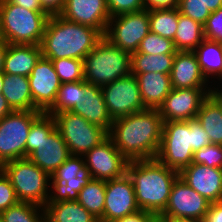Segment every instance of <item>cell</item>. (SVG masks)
Here are the masks:
<instances>
[{
	"mask_svg": "<svg viewBox=\"0 0 222 222\" xmlns=\"http://www.w3.org/2000/svg\"><path fill=\"white\" fill-rule=\"evenodd\" d=\"M145 9H172L178 8L179 0H144Z\"/></svg>",
	"mask_w": 222,
	"mask_h": 222,
	"instance_id": "ee69618b",
	"label": "cell"
},
{
	"mask_svg": "<svg viewBox=\"0 0 222 222\" xmlns=\"http://www.w3.org/2000/svg\"><path fill=\"white\" fill-rule=\"evenodd\" d=\"M2 95L13 111H39L33 104L27 76L5 74Z\"/></svg>",
	"mask_w": 222,
	"mask_h": 222,
	"instance_id": "d4e9b609",
	"label": "cell"
},
{
	"mask_svg": "<svg viewBox=\"0 0 222 222\" xmlns=\"http://www.w3.org/2000/svg\"><path fill=\"white\" fill-rule=\"evenodd\" d=\"M39 208L43 213H38ZM0 218L3 222H46L44 207L26 202L10 206L0 213Z\"/></svg>",
	"mask_w": 222,
	"mask_h": 222,
	"instance_id": "836d02e7",
	"label": "cell"
},
{
	"mask_svg": "<svg viewBox=\"0 0 222 222\" xmlns=\"http://www.w3.org/2000/svg\"><path fill=\"white\" fill-rule=\"evenodd\" d=\"M192 163L222 168V145L210 144L195 151Z\"/></svg>",
	"mask_w": 222,
	"mask_h": 222,
	"instance_id": "f35d334b",
	"label": "cell"
},
{
	"mask_svg": "<svg viewBox=\"0 0 222 222\" xmlns=\"http://www.w3.org/2000/svg\"><path fill=\"white\" fill-rule=\"evenodd\" d=\"M52 63L61 83L84 80L83 60L61 58L52 60Z\"/></svg>",
	"mask_w": 222,
	"mask_h": 222,
	"instance_id": "d590c367",
	"label": "cell"
},
{
	"mask_svg": "<svg viewBox=\"0 0 222 222\" xmlns=\"http://www.w3.org/2000/svg\"><path fill=\"white\" fill-rule=\"evenodd\" d=\"M175 54L148 55L146 53H131V74L160 72L170 74Z\"/></svg>",
	"mask_w": 222,
	"mask_h": 222,
	"instance_id": "f546056e",
	"label": "cell"
},
{
	"mask_svg": "<svg viewBox=\"0 0 222 222\" xmlns=\"http://www.w3.org/2000/svg\"><path fill=\"white\" fill-rule=\"evenodd\" d=\"M205 6L209 8L211 12L218 10L222 7V0H203Z\"/></svg>",
	"mask_w": 222,
	"mask_h": 222,
	"instance_id": "f907efd6",
	"label": "cell"
},
{
	"mask_svg": "<svg viewBox=\"0 0 222 222\" xmlns=\"http://www.w3.org/2000/svg\"><path fill=\"white\" fill-rule=\"evenodd\" d=\"M179 12L204 25L212 13L203 0H179Z\"/></svg>",
	"mask_w": 222,
	"mask_h": 222,
	"instance_id": "74e56055",
	"label": "cell"
},
{
	"mask_svg": "<svg viewBox=\"0 0 222 222\" xmlns=\"http://www.w3.org/2000/svg\"><path fill=\"white\" fill-rule=\"evenodd\" d=\"M203 28L206 39L222 43V7L210 14Z\"/></svg>",
	"mask_w": 222,
	"mask_h": 222,
	"instance_id": "ab89813d",
	"label": "cell"
},
{
	"mask_svg": "<svg viewBox=\"0 0 222 222\" xmlns=\"http://www.w3.org/2000/svg\"><path fill=\"white\" fill-rule=\"evenodd\" d=\"M101 91L112 120L147 109L141 98L138 81L133 74L102 86Z\"/></svg>",
	"mask_w": 222,
	"mask_h": 222,
	"instance_id": "7c38bea8",
	"label": "cell"
},
{
	"mask_svg": "<svg viewBox=\"0 0 222 222\" xmlns=\"http://www.w3.org/2000/svg\"><path fill=\"white\" fill-rule=\"evenodd\" d=\"M28 79L33 104L39 111L45 113L53 105L61 86L52 61L41 56Z\"/></svg>",
	"mask_w": 222,
	"mask_h": 222,
	"instance_id": "e0dca14e",
	"label": "cell"
},
{
	"mask_svg": "<svg viewBox=\"0 0 222 222\" xmlns=\"http://www.w3.org/2000/svg\"><path fill=\"white\" fill-rule=\"evenodd\" d=\"M210 144L208 134L196 118L164 122L156 159L180 172L192 163L195 151Z\"/></svg>",
	"mask_w": 222,
	"mask_h": 222,
	"instance_id": "277c9868",
	"label": "cell"
},
{
	"mask_svg": "<svg viewBox=\"0 0 222 222\" xmlns=\"http://www.w3.org/2000/svg\"><path fill=\"white\" fill-rule=\"evenodd\" d=\"M18 202L19 200L9 178L0 169V213Z\"/></svg>",
	"mask_w": 222,
	"mask_h": 222,
	"instance_id": "b9f144b4",
	"label": "cell"
},
{
	"mask_svg": "<svg viewBox=\"0 0 222 222\" xmlns=\"http://www.w3.org/2000/svg\"><path fill=\"white\" fill-rule=\"evenodd\" d=\"M70 112L82 116L91 124L103 128L107 133L111 129L113 120L106 108L101 87L89 84L85 80H82L81 99Z\"/></svg>",
	"mask_w": 222,
	"mask_h": 222,
	"instance_id": "ffe728a7",
	"label": "cell"
},
{
	"mask_svg": "<svg viewBox=\"0 0 222 222\" xmlns=\"http://www.w3.org/2000/svg\"><path fill=\"white\" fill-rule=\"evenodd\" d=\"M193 52L206 80L209 75H222V43L205 38Z\"/></svg>",
	"mask_w": 222,
	"mask_h": 222,
	"instance_id": "f1b7e54d",
	"label": "cell"
},
{
	"mask_svg": "<svg viewBox=\"0 0 222 222\" xmlns=\"http://www.w3.org/2000/svg\"><path fill=\"white\" fill-rule=\"evenodd\" d=\"M41 111H13L0 120V167L25 158L27 137Z\"/></svg>",
	"mask_w": 222,
	"mask_h": 222,
	"instance_id": "9c48e42d",
	"label": "cell"
},
{
	"mask_svg": "<svg viewBox=\"0 0 222 222\" xmlns=\"http://www.w3.org/2000/svg\"><path fill=\"white\" fill-rule=\"evenodd\" d=\"M203 222H222V201L210 203Z\"/></svg>",
	"mask_w": 222,
	"mask_h": 222,
	"instance_id": "bcb514c9",
	"label": "cell"
},
{
	"mask_svg": "<svg viewBox=\"0 0 222 222\" xmlns=\"http://www.w3.org/2000/svg\"><path fill=\"white\" fill-rule=\"evenodd\" d=\"M66 0H40L42 8L51 16L59 15L65 6Z\"/></svg>",
	"mask_w": 222,
	"mask_h": 222,
	"instance_id": "f6af8a7d",
	"label": "cell"
},
{
	"mask_svg": "<svg viewBox=\"0 0 222 222\" xmlns=\"http://www.w3.org/2000/svg\"><path fill=\"white\" fill-rule=\"evenodd\" d=\"M149 32V10L143 9L111 17L104 37L116 47L133 53Z\"/></svg>",
	"mask_w": 222,
	"mask_h": 222,
	"instance_id": "30bf717a",
	"label": "cell"
},
{
	"mask_svg": "<svg viewBox=\"0 0 222 222\" xmlns=\"http://www.w3.org/2000/svg\"><path fill=\"white\" fill-rule=\"evenodd\" d=\"M164 121L158 109H145L113 120L108 136L130 161L155 159Z\"/></svg>",
	"mask_w": 222,
	"mask_h": 222,
	"instance_id": "6da1fadb",
	"label": "cell"
},
{
	"mask_svg": "<svg viewBox=\"0 0 222 222\" xmlns=\"http://www.w3.org/2000/svg\"><path fill=\"white\" fill-rule=\"evenodd\" d=\"M170 79L172 88H206L208 85L193 51H176Z\"/></svg>",
	"mask_w": 222,
	"mask_h": 222,
	"instance_id": "7402d4cb",
	"label": "cell"
},
{
	"mask_svg": "<svg viewBox=\"0 0 222 222\" xmlns=\"http://www.w3.org/2000/svg\"><path fill=\"white\" fill-rule=\"evenodd\" d=\"M4 75L3 72H0V94H2Z\"/></svg>",
	"mask_w": 222,
	"mask_h": 222,
	"instance_id": "db71d44e",
	"label": "cell"
},
{
	"mask_svg": "<svg viewBox=\"0 0 222 222\" xmlns=\"http://www.w3.org/2000/svg\"><path fill=\"white\" fill-rule=\"evenodd\" d=\"M84 80L102 87L131 74V53L103 37L83 60Z\"/></svg>",
	"mask_w": 222,
	"mask_h": 222,
	"instance_id": "8992f818",
	"label": "cell"
},
{
	"mask_svg": "<svg viewBox=\"0 0 222 222\" xmlns=\"http://www.w3.org/2000/svg\"><path fill=\"white\" fill-rule=\"evenodd\" d=\"M55 129L54 116L42 113L30 127L25 148V158L37 148L44 136H49Z\"/></svg>",
	"mask_w": 222,
	"mask_h": 222,
	"instance_id": "e575fe53",
	"label": "cell"
},
{
	"mask_svg": "<svg viewBox=\"0 0 222 222\" xmlns=\"http://www.w3.org/2000/svg\"><path fill=\"white\" fill-rule=\"evenodd\" d=\"M196 119L208 134L211 144L222 145V109L210 95L202 102Z\"/></svg>",
	"mask_w": 222,
	"mask_h": 222,
	"instance_id": "83f0119b",
	"label": "cell"
},
{
	"mask_svg": "<svg viewBox=\"0 0 222 222\" xmlns=\"http://www.w3.org/2000/svg\"><path fill=\"white\" fill-rule=\"evenodd\" d=\"M11 112H13V110L9 106L7 100L0 94V120Z\"/></svg>",
	"mask_w": 222,
	"mask_h": 222,
	"instance_id": "c3c4849f",
	"label": "cell"
},
{
	"mask_svg": "<svg viewBox=\"0 0 222 222\" xmlns=\"http://www.w3.org/2000/svg\"><path fill=\"white\" fill-rule=\"evenodd\" d=\"M106 181L91 179L79 192L78 202L99 221L103 217Z\"/></svg>",
	"mask_w": 222,
	"mask_h": 222,
	"instance_id": "4dcf8cb0",
	"label": "cell"
},
{
	"mask_svg": "<svg viewBox=\"0 0 222 222\" xmlns=\"http://www.w3.org/2000/svg\"><path fill=\"white\" fill-rule=\"evenodd\" d=\"M133 75L138 81L144 106L158 109L172 90L170 74L148 72Z\"/></svg>",
	"mask_w": 222,
	"mask_h": 222,
	"instance_id": "603a6c76",
	"label": "cell"
},
{
	"mask_svg": "<svg viewBox=\"0 0 222 222\" xmlns=\"http://www.w3.org/2000/svg\"><path fill=\"white\" fill-rule=\"evenodd\" d=\"M179 177L210 203L222 201V168L191 163Z\"/></svg>",
	"mask_w": 222,
	"mask_h": 222,
	"instance_id": "d6986e66",
	"label": "cell"
},
{
	"mask_svg": "<svg viewBox=\"0 0 222 222\" xmlns=\"http://www.w3.org/2000/svg\"><path fill=\"white\" fill-rule=\"evenodd\" d=\"M59 15L68 21L97 29L103 36L111 18L107 0H66Z\"/></svg>",
	"mask_w": 222,
	"mask_h": 222,
	"instance_id": "ac0fdd59",
	"label": "cell"
},
{
	"mask_svg": "<svg viewBox=\"0 0 222 222\" xmlns=\"http://www.w3.org/2000/svg\"><path fill=\"white\" fill-rule=\"evenodd\" d=\"M207 88H172L158 108L163 121H187L196 118L202 102L209 96L211 89Z\"/></svg>",
	"mask_w": 222,
	"mask_h": 222,
	"instance_id": "9a60e30c",
	"label": "cell"
},
{
	"mask_svg": "<svg viewBox=\"0 0 222 222\" xmlns=\"http://www.w3.org/2000/svg\"><path fill=\"white\" fill-rule=\"evenodd\" d=\"M103 37L97 29L51 15L40 44L42 56L51 61L61 58L84 60Z\"/></svg>",
	"mask_w": 222,
	"mask_h": 222,
	"instance_id": "3957f363",
	"label": "cell"
},
{
	"mask_svg": "<svg viewBox=\"0 0 222 222\" xmlns=\"http://www.w3.org/2000/svg\"><path fill=\"white\" fill-rule=\"evenodd\" d=\"M82 80L61 83L53 105L45 112L54 116L56 113L70 111L81 99Z\"/></svg>",
	"mask_w": 222,
	"mask_h": 222,
	"instance_id": "d6a6232c",
	"label": "cell"
},
{
	"mask_svg": "<svg viewBox=\"0 0 222 222\" xmlns=\"http://www.w3.org/2000/svg\"><path fill=\"white\" fill-rule=\"evenodd\" d=\"M204 39L203 25L179 12L178 28L173 40L176 51H194Z\"/></svg>",
	"mask_w": 222,
	"mask_h": 222,
	"instance_id": "4316f807",
	"label": "cell"
},
{
	"mask_svg": "<svg viewBox=\"0 0 222 222\" xmlns=\"http://www.w3.org/2000/svg\"><path fill=\"white\" fill-rule=\"evenodd\" d=\"M41 56L40 45L8 44L3 73L28 77Z\"/></svg>",
	"mask_w": 222,
	"mask_h": 222,
	"instance_id": "cb8c5ba5",
	"label": "cell"
},
{
	"mask_svg": "<svg viewBox=\"0 0 222 222\" xmlns=\"http://www.w3.org/2000/svg\"><path fill=\"white\" fill-rule=\"evenodd\" d=\"M178 21V8L149 10L150 31L172 41L178 28Z\"/></svg>",
	"mask_w": 222,
	"mask_h": 222,
	"instance_id": "1f68e13d",
	"label": "cell"
},
{
	"mask_svg": "<svg viewBox=\"0 0 222 222\" xmlns=\"http://www.w3.org/2000/svg\"><path fill=\"white\" fill-rule=\"evenodd\" d=\"M0 169L9 178L19 202L44 207L49 199L50 175L28 157L4 163Z\"/></svg>",
	"mask_w": 222,
	"mask_h": 222,
	"instance_id": "52a82bcc",
	"label": "cell"
},
{
	"mask_svg": "<svg viewBox=\"0 0 222 222\" xmlns=\"http://www.w3.org/2000/svg\"><path fill=\"white\" fill-rule=\"evenodd\" d=\"M50 177L54 196L50 194L48 202L78 200L80 190L92 179L83 156L77 155H70Z\"/></svg>",
	"mask_w": 222,
	"mask_h": 222,
	"instance_id": "8fae6325",
	"label": "cell"
},
{
	"mask_svg": "<svg viewBox=\"0 0 222 222\" xmlns=\"http://www.w3.org/2000/svg\"><path fill=\"white\" fill-rule=\"evenodd\" d=\"M160 222H203L199 219H158Z\"/></svg>",
	"mask_w": 222,
	"mask_h": 222,
	"instance_id": "f5cc1de1",
	"label": "cell"
},
{
	"mask_svg": "<svg viewBox=\"0 0 222 222\" xmlns=\"http://www.w3.org/2000/svg\"><path fill=\"white\" fill-rule=\"evenodd\" d=\"M157 220L158 218L154 214L139 210L112 222H156Z\"/></svg>",
	"mask_w": 222,
	"mask_h": 222,
	"instance_id": "7bdbcfd3",
	"label": "cell"
},
{
	"mask_svg": "<svg viewBox=\"0 0 222 222\" xmlns=\"http://www.w3.org/2000/svg\"><path fill=\"white\" fill-rule=\"evenodd\" d=\"M50 15L0 0V39L7 44L40 45Z\"/></svg>",
	"mask_w": 222,
	"mask_h": 222,
	"instance_id": "5b68a950",
	"label": "cell"
},
{
	"mask_svg": "<svg viewBox=\"0 0 222 222\" xmlns=\"http://www.w3.org/2000/svg\"><path fill=\"white\" fill-rule=\"evenodd\" d=\"M54 119L70 155L83 156L108 136L103 128L70 111L56 113Z\"/></svg>",
	"mask_w": 222,
	"mask_h": 222,
	"instance_id": "ba28073f",
	"label": "cell"
},
{
	"mask_svg": "<svg viewBox=\"0 0 222 222\" xmlns=\"http://www.w3.org/2000/svg\"><path fill=\"white\" fill-rule=\"evenodd\" d=\"M210 202L180 177L173 183L168 203L158 219H199L208 212Z\"/></svg>",
	"mask_w": 222,
	"mask_h": 222,
	"instance_id": "4fadbf2b",
	"label": "cell"
},
{
	"mask_svg": "<svg viewBox=\"0 0 222 222\" xmlns=\"http://www.w3.org/2000/svg\"><path fill=\"white\" fill-rule=\"evenodd\" d=\"M136 52L148 55L176 54L173 41L154 32H149L141 41Z\"/></svg>",
	"mask_w": 222,
	"mask_h": 222,
	"instance_id": "8d00e7d4",
	"label": "cell"
},
{
	"mask_svg": "<svg viewBox=\"0 0 222 222\" xmlns=\"http://www.w3.org/2000/svg\"><path fill=\"white\" fill-rule=\"evenodd\" d=\"M70 157L68 146L55 129L49 136H44L37 148L28 158L50 176Z\"/></svg>",
	"mask_w": 222,
	"mask_h": 222,
	"instance_id": "44dd1931",
	"label": "cell"
},
{
	"mask_svg": "<svg viewBox=\"0 0 222 222\" xmlns=\"http://www.w3.org/2000/svg\"><path fill=\"white\" fill-rule=\"evenodd\" d=\"M110 17L145 9L144 0H107Z\"/></svg>",
	"mask_w": 222,
	"mask_h": 222,
	"instance_id": "60d3db41",
	"label": "cell"
},
{
	"mask_svg": "<svg viewBox=\"0 0 222 222\" xmlns=\"http://www.w3.org/2000/svg\"><path fill=\"white\" fill-rule=\"evenodd\" d=\"M44 209L46 222H99L77 200L47 202Z\"/></svg>",
	"mask_w": 222,
	"mask_h": 222,
	"instance_id": "484cf974",
	"label": "cell"
},
{
	"mask_svg": "<svg viewBox=\"0 0 222 222\" xmlns=\"http://www.w3.org/2000/svg\"><path fill=\"white\" fill-rule=\"evenodd\" d=\"M85 156V157H84ZM86 167L92 179L109 181L122 177L126 173L128 160L107 136L97 146L83 155Z\"/></svg>",
	"mask_w": 222,
	"mask_h": 222,
	"instance_id": "5bb4252c",
	"label": "cell"
},
{
	"mask_svg": "<svg viewBox=\"0 0 222 222\" xmlns=\"http://www.w3.org/2000/svg\"><path fill=\"white\" fill-rule=\"evenodd\" d=\"M139 210L133 183L127 173L106 181L104 212L99 222H112Z\"/></svg>",
	"mask_w": 222,
	"mask_h": 222,
	"instance_id": "2e32d148",
	"label": "cell"
},
{
	"mask_svg": "<svg viewBox=\"0 0 222 222\" xmlns=\"http://www.w3.org/2000/svg\"><path fill=\"white\" fill-rule=\"evenodd\" d=\"M126 173L132 180L139 209L158 218L166 208L172 185L179 177V172L155 158L128 162Z\"/></svg>",
	"mask_w": 222,
	"mask_h": 222,
	"instance_id": "7a4b0ae2",
	"label": "cell"
},
{
	"mask_svg": "<svg viewBox=\"0 0 222 222\" xmlns=\"http://www.w3.org/2000/svg\"><path fill=\"white\" fill-rule=\"evenodd\" d=\"M209 95L219 104L222 109V90L220 91L218 88L212 90L211 88Z\"/></svg>",
	"mask_w": 222,
	"mask_h": 222,
	"instance_id": "816d5d0a",
	"label": "cell"
},
{
	"mask_svg": "<svg viewBox=\"0 0 222 222\" xmlns=\"http://www.w3.org/2000/svg\"><path fill=\"white\" fill-rule=\"evenodd\" d=\"M7 43L0 39V72H3L4 59L7 52Z\"/></svg>",
	"mask_w": 222,
	"mask_h": 222,
	"instance_id": "681fc988",
	"label": "cell"
},
{
	"mask_svg": "<svg viewBox=\"0 0 222 222\" xmlns=\"http://www.w3.org/2000/svg\"><path fill=\"white\" fill-rule=\"evenodd\" d=\"M8 1L14 5H19L21 7H24L32 11H45L40 4V0H8Z\"/></svg>",
	"mask_w": 222,
	"mask_h": 222,
	"instance_id": "7dc6e473",
	"label": "cell"
}]
</instances>
